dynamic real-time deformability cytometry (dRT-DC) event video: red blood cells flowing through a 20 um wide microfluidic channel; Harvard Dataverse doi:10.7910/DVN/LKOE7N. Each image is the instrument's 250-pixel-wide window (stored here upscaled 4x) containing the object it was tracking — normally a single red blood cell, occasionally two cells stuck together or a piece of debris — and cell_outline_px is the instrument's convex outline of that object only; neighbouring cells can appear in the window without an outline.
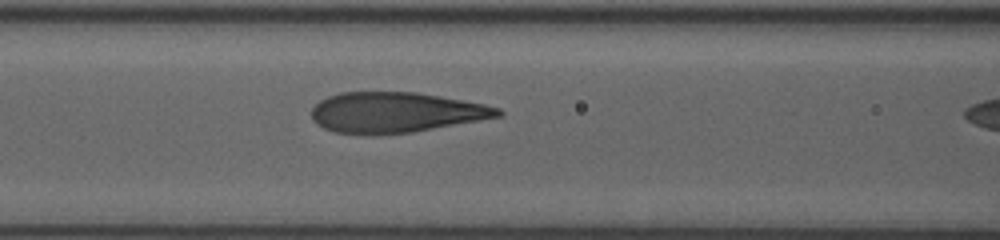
{"species": "human", "species_latin": "Homo sapiens", "temperature_condition": "room temperature", "stored_images_in_passage": 37, "camera_frame_rate_fps": 3000, "um_per_image_px": 0.085, "donor": {"sex": "female"}, "frame": {"image": 1, "passage_image": 17, "time_ms": 5.333, "image_size_px": [1000, 240], "cell_outline_px": [[504, 112], [500, 116], [480, 120], [412, 132], [336, 132], [324, 128], [316, 124], [312, 120], [312, 108], [320, 100], [328, 96], [340, 92], [416, 92], [440, 96], [484, 104], [500, 108]], "centroid_in_image_um": [33.64, 9.52], "position_along_channel_um": 133.0, "area_um2": 42.95}}
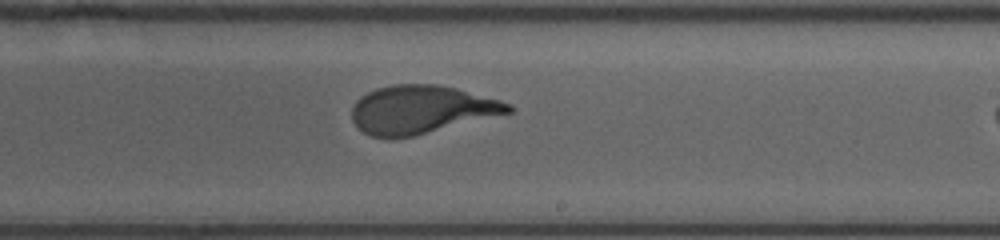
{"frame": {"image": 2, "passage_image": 26, "time_ms": 8.333, "image_size_px": [1000, 240], "cell_outline_px": [[516, 108], [512, 112], [412, 136], [372, 136], [364, 132], [352, 120], [352, 108], [356, 100], [360, 96], [376, 88], [392, 84], [440, 84], [456, 88], [500, 100], [512, 104]], "centroid_in_image_um": [35.83, 9.28], "position_along_channel_um": 253.2, "area_um2": 43.47}}
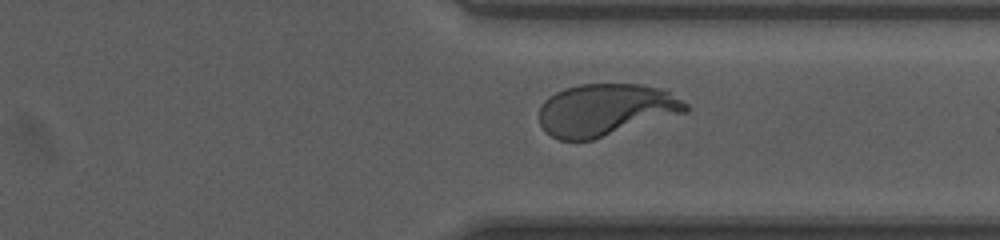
{"frame": {"image": 3, "passage_image": 34, "time_ms": 11.0, "image_size_px": [1000, 240], "cell_outline_px": [[688, 112], [592, 140], [560, 140], [552, 136], [540, 124], [540, 104], [548, 96], [564, 88], [580, 84], [640, 84], [660, 88], [668, 92], [688, 104]], "centroid_in_image_um": [51.48, 9.33], "position_along_channel_um": 359.9, "area_um2": 44.45}}